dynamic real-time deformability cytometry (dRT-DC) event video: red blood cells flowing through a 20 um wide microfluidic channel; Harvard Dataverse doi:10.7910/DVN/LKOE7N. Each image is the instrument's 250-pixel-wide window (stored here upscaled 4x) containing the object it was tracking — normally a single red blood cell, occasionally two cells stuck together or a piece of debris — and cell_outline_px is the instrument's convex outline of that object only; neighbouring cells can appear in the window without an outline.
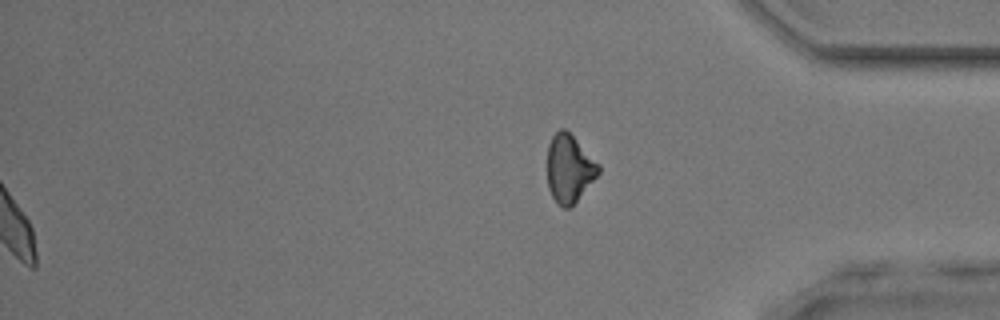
{"species": "common noctule bat (a hibernating species)", "species_latin": "Nyctalus noctula", "temperature_condition": "room temperature", "stored_images_in_passage": 42, "segment_of_instrument_passage": [2, 2], "camera_frame_rate_fps": 3000, "um_per_image_px": 0.085, "animal": {"sex": "male", "body_mass_g": 17.9, "forearm_length_mm": 54.2}, "frame": {"image": 1, "passage_image": 42, "time_ms": 13.667, "image_size_px": [1000, 320], "cell_outline_px": [[600, 172], [576, 200], [568, 208], [564, 208], [552, 196], [548, 188], [548, 144], [552, 136], [560, 128], [564, 128], [600, 164]], "centroid_in_image_um": [48.38, 14.3], "position_along_channel_um": 386.8, "area_um2": 19.77}}